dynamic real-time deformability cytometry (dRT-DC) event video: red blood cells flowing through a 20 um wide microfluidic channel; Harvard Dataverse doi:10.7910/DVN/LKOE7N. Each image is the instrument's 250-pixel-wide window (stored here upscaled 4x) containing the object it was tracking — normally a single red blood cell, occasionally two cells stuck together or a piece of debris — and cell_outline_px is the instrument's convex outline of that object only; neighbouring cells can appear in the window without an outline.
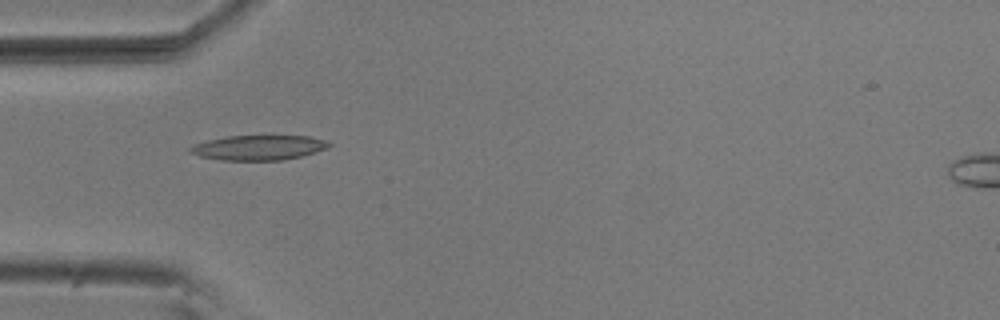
{"species": "common noctule bat (a hibernating species)", "species_latin": "Nyctalus noctula", "temperature_condition": "room temperature", "stored_images_in_passage": 39, "camera_frame_rate_fps": 3000, "um_per_image_px": 0.085, "animal": {"sex": "male", "body_mass_g": 20.5, "forearm_length_mm": 52.5}, "frame": {"image": 1, "passage_image": 1, "time_ms": 0.0, "image_size_px": [1000, 320], "cell_outline_px": [[332, 144], [324, 148], [300, 156], [280, 160], [228, 160], [204, 156], [192, 152], [192, 148], [196, 144], [228, 136], [308, 136]], "centroid_in_image_um": [22.02, 12.54], "position_along_channel_um": 63.0, "area_um2": 19.02}}
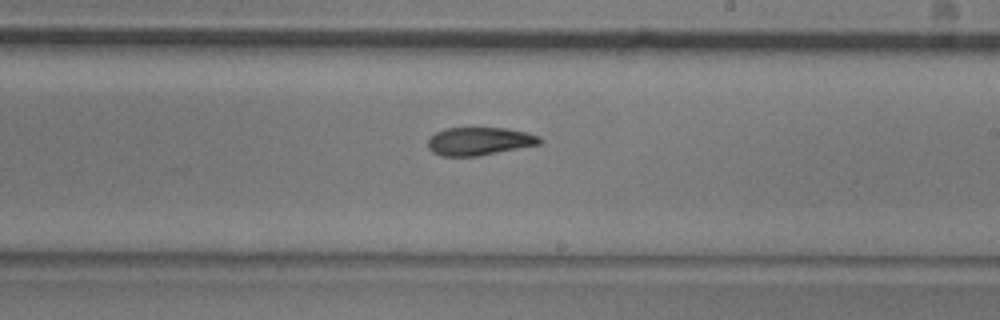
{"frame": {"image": 2, "passage_image": 16, "time_ms": 5.0, "image_size_px": [1000, 320], "cell_outline_px": [[540, 144], [476, 156], [444, 156], [436, 152], [428, 144], [428, 140], [436, 132], [448, 128], [500, 128], [524, 132], [536, 136], [540, 140]], "centroid_in_image_um": [40.72, 12.0], "position_along_channel_um": 248.3, "area_um2": 17.51}}
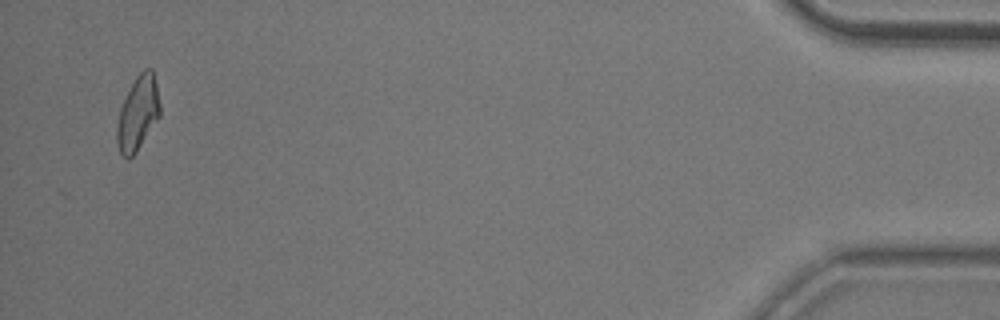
{"frame": {"image": 3, "passage_image": 37, "time_ms": 12.0, "image_size_px": [1000, 320], "cell_outline_px": [[160, 116], [132, 156], [124, 156], [120, 152], [116, 136], [116, 132], [120, 112], [124, 100], [136, 76], [144, 68], [152, 68], [156, 84], [160, 104]], "centroid_in_image_um": [11.74, 9.58], "position_along_channel_um": 423.5, "area_um2": 17.92}, "authors_computed_cell_mechanics": {"area_um2": 17.918, "velocity_mm_per_s": 3.7111, "shape_relaxation_time_tau1_ms": 9.2544, "shape_relaxation_time_tau2_ms": 8.9693, "deformation_change_tau1": 0.2216, "deformation_change_tau2": 0.1745}}